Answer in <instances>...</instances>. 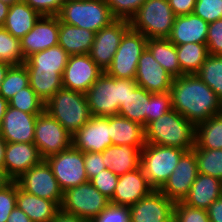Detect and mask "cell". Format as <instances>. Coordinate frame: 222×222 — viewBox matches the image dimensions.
Wrapping results in <instances>:
<instances>
[{
    "mask_svg": "<svg viewBox=\"0 0 222 222\" xmlns=\"http://www.w3.org/2000/svg\"><path fill=\"white\" fill-rule=\"evenodd\" d=\"M170 93L172 109L195 126L222 113V101L197 74L174 78Z\"/></svg>",
    "mask_w": 222,
    "mask_h": 222,
    "instance_id": "obj_1",
    "label": "cell"
},
{
    "mask_svg": "<svg viewBox=\"0 0 222 222\" xmlns=\"http://www.w3.org/2000/svg\"><path fill=\"white\" fill-rule=\"evenodd\" d=\"M145 142L185 151L195 147L196 126L172 109L145 127Z\"/></svg>",
    "mask_w": 222,
    "mask_h": 222,
    "instance_id": "obj_2",
    "label": "cell"
},
{
    "mask_svg": "<svg viewBox=\"0 0 222 222\" xmlns=\"http://www.w3.org/2000/svg\"><path fill=\"white\" fill-rule=\"evenodd\" d=\"M137 86L135 79L113 78L103 72L85 93L91 116L118 115L119 107L128 97V88Z\"/></svg>",
    "mask_w": 222,
    "mask_h": 222,
    "instance_id": "obj_3",
    "label": "cell"
},
{
    "mask_svg": "<svg viewBox=\"0 0 222 222\" xmlns=\"http://www.w3.org/2000/svg\"><path fill=\"white\" fill-rule=\"evenodd\" d=\"M45 112L56 119L71 136L92 117L86 94L63 87L46 101Z\"/></svg>",
    "mask_w": 222,
    "mask_h": 222,
    "instance_id": "obj_4",
    "label": "cell"
},
{
    "mask_svg": "<svg viewBox=\"0 0 222 222\" xmlns=\"http://www.w3.org/2000/svg\"><path fill=\"white\" fill-rule=\"evenodd\" d=\"M57 17L60 22L95 33L115 20L105 0L65 1Z\"/></svg>",
    "mask_w": 222,
    "mask_h": 222,
    "instance_id": "obj_5",
    "label": "cell"
},
{
    "mask_svg": "<svg viewBox=\"0 0 222 222\" xmlns=\"http://www.w3.org/2000/svg\"><path fill=\"white\" fill-rule=\"evenodd\" d=\"M168 0H146L129 20L130 28L147 39L168 38L175 20Z\"/></svg>",
    "mask_w": 222,
    "mask_h": 222,
    "instance_id": "obj_6",
    "label": "cell"
},
{
    "mask_svg": "<svg viewBox=\"0 0 222 222\" xmlns=\"http://www.w3.org/2000/svg\"><path fill=\"white\" fill-rule=\"evenodd\" d=\"M185 150L146 143L140 154V167L149 185L159 190L173 173Z\"/></svg>",
    "mask_w": 222,
    "mask_h": 222,
    "instance_id": "obj_7",
    "label": "cell"
},
{
    "mask_svg": "<svg viewBox=\"0 0 222 222\" xmlns=\"http://www.w3.org/2000/svg\"><path fill=\"white\" fill-rule=\"evenodd\" d=\"M109 204L110 199L88 181L64 191L60 209L92 222Z\"/></svg>",
    "mask_w": 222,
    "mask_h": 222,
    "instance_id": "obj_8",
    "label": "cell"
},
{
    "mask_svg": "<svg viewBox=\"0 0 222 222\" xmlns=\"http://www.w3.org/2000/svg\"><path fill=\"white\" fill-rule=\"evenodd\" d=\"M148 39L131 28L122 37L105 73L113 78L135 79L138 60L147 47Z\"/></svg>",
    "mask_w": 222,
    "mask_h": 222,
    "instance_id": "obj_9",
    "label": "cell"
},
{
    "mask_svg": "<svg viewBox=\"0 0 222 222\" xmlns=\"http://www.w3.org/2000/svg\"><path fill=\"white\" fill-rule=\"evenodd\" d=\"M45 160L63 192L89 181L84 167V152L73 146L50 155Z\"/></svg>",
    "mask_w": 222,
    "mask_h": 222,
    "instance_id": "obj_10",
    "label": "cell"
},
{
    "mask_svg": "<svg viewBox=\"0 0 222 222\" xmlns=\"http://www.w3.org/2000/svg\"><path fill=\"white\" fill-rule=\"evenodd\" d=\"M33 143L38 148L40 156L46 159L50 155L70 148L72 136L56 119L44 111L35 121Z\"/></svg>",
    "mask_w": 222,
    "mask_h": 222,
    "instance_id": "obj_11",
    "label": "cell"
},
{
    "mask_svg": "<svg viewBox=\"0 0 222 222\" xmlns=\"http://www.w3.org/2000/svg\"><path fill=\"white\" fill-rule=\"evenodd\" d=\"M16 182L26 193L54 201L60 207L63 191L45 159L31 167Z\"/></svg>",
    "mask_w": 222,
    "mask_h": 222,
    "instance_id": "obj_12",
    "label": "cell"
},
{
    "mask_svg": "<svg viewBox=\"0 0 222 222\" xmlns=\"http://www.w3.org/2000/svg\"><path fill=\"white\" fill-rule=\"evenodd\" d=\"M129 29V21L115 19L108 26L96 32L89 55L104 72L111 65L122 37Z\"/></svg>",
    "mask_w": 222,
    "mask_h": 222,
    "instance_id": "obj_13",
    "label": "cell"
},
{
    "mask_svg": "<svg viewBox=\"0 0 222 222\" xmlns=\"http://www.w3.org/2000/svg\"><path fill=\"white\" fill-rule=\"evenodd\" d=\"M198 174L197 159L194 151H185L173 173L159 190L174 202L183 201L189 194Z\"/></svg>",
    "mask_w": 222,
    "mask_h": 222,
    "instance_id": "obj_14",
    "label": "cell"
},
{
    "mask_svg": "<svg viewBox=\"0 0 222 222\" xmlns=\"http://www.w3.org/2000/svg\"><path fill=\"white\" fill-rule=\"evenodd\" d=\"M174 205V201L154 189L129 207L130 222H173Z\"/></svg>",
    "mask_w": 222,
    "mask_h": 222,
    "instance_id": "obj_15",
    "label": "cell"
},
{
    "mask_svg": "<svg viewBox=\"0 0 222 222\" xmlns=\"http://www.w3.org/2000/svg\"><path fill=\"white\" fill-rule=\"evenodd\" d=\"M103 72L89 54L71 55L62 76L63 88L86 93Z\"/></svg>",
    "mask_w": 222,
    "mask_h": 222,
    "instance_id": "obj_16",
    "label": "cell"
},
{
    "mask_svg": "<svg viewBox=\"0 0 222 222\" xmlns=\"http://www.w3.org/2000/svg\"><path fill=\"white\" fill-rule=\"evenodd\" d=\"M110 145V117L92 116L72 136V146L82 152L102 153Z\"/></svg>",
    "mask_w": 222,
    "mask_h": 222,
    "instance_id": "obj_17",
    "label": "cell"
},
{
    "mask_svg": "<svg viewBox=\"0 0 222 222\" xmlns=\"http://www.w3.org/2000/svg\"><path fill=\"white\" fill-rule=\"evenodd\" d=\"M59 18L57 16H41L33 28L20 39L24 59L33 53L58 45Z\"/></svg>",
    "mask_w": 222,
    "mask_h": 222,
    "instance_id": "obj_18",
    "label": "cell"
},
{
    "mask_svg": "<svg viewBox=\"0 0 222 222\" xmlns=\"http://www.w3.org/2000/svg\"><path fill=\"white\" fill-rule=\"evenodd\" d=\"M173 77L158 63L146 47L138 60L135 81L151 93L170 91Z\"/></svg>",
    "mask_w": 222,
    "mask_h": 222,
    "instance_id": "obj_19",
    "label": "cell"
},
{
    "mask_svg": "<svg viewBox=\"0 0 222 222\" xmlns=\"http://www.w3.org/2000/svg\"><path fill=\"white\" fill-rule=\"evenodd\" d=\"M38 115L40 114H29L8 105L0 124V135L6 143H33Z\"/></svg>",
    "mask_w": 222,
    "mask_h": 222,
    "instance_id": "obj_20",
    "label": "cell"
},
{
    "mask_svg": "<svg viewBox=\"0 0 222 222\" xmlns=\"http://www.w3.org/2000/svg\"><path fill=\"white\" fill-rule=\"evenodd\" d=\"M154 190L147 182L141 167L119 176L110 204L132 206Z\"/></svg>",
    "mask_w": 222,
    "mask_h": 222,
    "instance_id": "obj_21",
    "label": "cell"
},
{
    "mask_svg": "<svg viewBox=\"0 0 222 222\" xmlns=\"http://www.w3.org/2000/svg\"><path fill=\"white\" fill-rule=\"evenodd\" d=\"M43 158L34 143H7L4 154V169L12 181H16Z\"/></svg>",
    "mask_w": 222,
    "mask_h": 222,
    "instance_id": "obj_22",
    "label": "cell"
},
{
    "mask_svg": "<svg viewBox=\"0 0 222 222\" xmlns=\"http://www.w3.org/2000/svg\"><path fill=\"white\" fill-rule=\"evenodd\" d=\"M209 24L194 13L176 16L168 39L174 45L206 43Z\"/></svg>",
    "mask_w": 222,
    "mask_h": 222,
    "instance_id": "obj_23",
    "label": "cell"
},
{
    "mask_svg": "<svg viewBox=\"0 0 222 222\" xmlns=\"http://www.w3.org/2000/svg\"><path fill=\"white\" fill-rule=\"evenodd\" d=\"M144 146L110 145L102 152L105 166L117 176L140 167V154Z\"/></svg>",
    "mask_w": 222,
    "mask_h": 222,
    "instance_id": "obj_24",
    "label": "cell"
},
{
    "mask_svg": "<svg viewBox=\"0 0 222 222\" xmlns=\"http://www.w3.org/2000/svg\"><path fill=\"white\" fill-rule=\"evenodd\" d=\"M222 196V181L199 173L183 202L189 206L207 210L212 202Z\"/></svg>",
    "mask_w": 222,
    "mask_h": 222,
    "instance_id": "obj_25",
    "label": "cell"
},
{
    "mask_svg": "<svg viewBox=\"0 0 222 222\" xmlns=\"http://www.w3.org/2000/svg\"><path fill=\"white\" fill-rule=\"evenodd\" d=\"M16 206L33 222H52L60 209L54 201L26 193L19 187L17 182Z\"/></svg>",
    "mask_w": 222,
    "mask_h": 222,
    "instance_id": "obj_26",
    "label": "cell"
},
{
    "mask_svg": "<svg viewBox=\"0 0 222 222\" xmlns=\"http://www.w3.org/2000/svg\"><path fill=\"white\" fill-rule=\"evenodd\" d=\"M95 32L59 21L58 45L70 56L89 54Z\"/></svg>",
    "mask_w": 222,
    "mask_h": 222,
    "instance_id": "obj_27",
    "label": "cell"
},
{
    "mask_svg": "<svg viewBox=\"0 0 222 222\" xmlns=\"http://www.w3.org/2000/svg\"><path fill=\"white\" fill-rule=\"evenodd\" d=\"M110 137L113 145L145 146V129L123 116L110 117Z\"/></svg>",
    "mask_w": 222,
    "mask_h": 222,
    "instance_id": "obj_28",
    "label": "cell"
},
{
    "mask_svg": "<svg viewBox=\"0 0 222 222\" xmlns=\"http://www.w3.org/2000/svg\"><path fill=\"white\" fill-rule=\"evenodd\" d=\"M40 17L41 15L36 10L21 0L10 6L3 27L20 40L33 28Z\"/></svg>",
    "mask_w": 222,
    "mask_h": 222,
    "instance_id": "obj_29",
    "label": "cell"
},
{
    "mask_svg": "<svg viewBox=\"0 0 222 222\" xmlns=\"http://www.w3.org/2000/svg\"><path fill=\"white\" fill-rule=\"evenodd\" d=\"M69 56L60 45H57L33 53L23 64L27 71H56L59 75H63Z\"/></svg>",
    "mask_w": 222,
    "mask_h": 222,
    "instance_id": "obj_30",
    "label": "cell"
},
{
    "mask_svg": "<svg viewBox=\"0 0 222 222\" xmlns=\"http://www.w3.org/2000/svg\"><path fill=\"white\" fill-rule=\"evenodd\" d=\"M149 101L150 92L143 87L128 88V97L119 107L118 115L145 127L149 123Z\"/></svg>",
    "mask_w": 222,
    "mask_h": 222,
    "instance_id": "obj_31",
    "label": "cell"
},
{
    "mask_svg": "<svg viewBox=\"0 0 222 222\" xmlns=\"http://www.w3.org/2000/svg\"><path fill=\"white\" fill-rule=\"evenodd\" d=\"M147 48L152 53L155 60L160 63L173 78L184 75L178 61L176 45L168 38L148 39Z\"/></svg>",
    "mask_w": 222,
    "mask_h": 222,
    "instance_id": "obj_32",
    "label": "cell"
},
{
    "mask_svg": "<svg viewBox=\"0 0 222 222\" xmlns=\"http://www.w3.org/2000/svg\"><path fill=\"white\" fill-rule=\"evenodd\" d=\"M195 145L200 149H222V113L196 125Z\"/></svg>",
    "mask_w": 222,
    "mask_h": 222,
    "instance_id": "obj_33",
    "label": "cell"
},
{
    "mask_svg": "<svg viewBox=\"0 0 222 222\" xmlns=\"http://www.w3.org/2000/svg\"><path fill=\"white\" fill-rule=\"evenodd\" d=\"M176 51L184 74H196L209 55L206 43L176 45Z\"/></svg>",
    "mask_w": 222,
    "mask_h": 222,
    "instance_id": "obj_34",
    "label": "cell"
},
{
    "mask_svg": "<svg viewBox=\"0 0 222 222\" xmlns=\"http://www.w3.org/2000/svg\"><path fill=\"white\" fill-rule=\"evenodd\" d=\"M29 84L35 93L46 103L63 87V75L56 71H28Z\"/></svg>",
    "mask_w": 222,
    "mask_h": 222,
    "instance_id": "obj_35",
    "label": "cell"
},
{
    "mask_svg": "<svg viewBox=\"0 0 222 222\" xmlns=\"http://www.w3.org/2000/svg\"><path fill=\"white\" fill-rule=\"evenodd\" d=\"M196 74L222 101V55L209 54Z\"/></svg>",
    "mask_w": 222,
    "mask_h": 222,
    "instance_id": "obj_36",
    "label": "cell"
},
{
    "mask_svg": "<svg viewBox=\"0 0 222 222\" xmlns=\"http://www.w3.org/2000/svg\"><path fill=\"white\" fill-rule=\"evenodd\" d=\"M29 73L24 64L12 65L0 87V95L9 101L21 89L28 87Z\"/></svg>",
    "mask_w": 222,
    "mask_h": 222,
    "instance_id": "obj_37",
    "label": "cell"
},
{
    "mask_svg": "<svg viewBox=\"0 0 222 222\" xmlns=\"http://www.w3.org/2000/svg\"><path fill=\"white\" fill-rule=\"evenodd\" d=\"M192 150L197 159L198 172L222 181V149H200L195 145Z\"/></svg>",
    "mask_w": 222,
    "mask_h": 222,
    "instance_id": "obj_38",
    "label": "cell"
},
{
    "mask_svg": "<svg viewBox=\"0 0 222 222\" xmlns=\"http://www.w3.org/2000/svg\"><path fill=\"white\" fill-rule=\"evenodd\" d=\"M10 107L29 114H42L45 111V102L30 87H25L16 93L9 101Z\"/></svg>",
    "mask_w": 222,
    "mask_h": 222,
    "instance_id": "obj_39",
    "label": "cell"
},
{
    "mask_svg": "<svg viewBox=\"0 0 222 222\" xmlns=\"http://www.w3.org/2000/svg\"><path fill=\"white\" fill-rule=\"evenodd\" d=\"M0 61L11 65H22L25 62L20 40L15 38L4 27H0Z\"/></svg>",
    "mask_w": 222,
    "mask_h": 222,
    "instance_id": "obj_40",
    "label": "cell"
},
{
    "mask_svg": "<svg viewBox=\"0 0 222 222\" xmlns=\"http://www.w3.org/2000/svg\"><path fill=\"white\" fill-rule=\"evenodd\" d=\"M173 222H210L208 212L189 206L183 201L175 202Z\"/></svg>",
    "mask_w": 222,
    "mask_h": 222,
    "instance_id": "obj_41",
    "label": "cell"
},
{
    "mask_svg": "<svg viewBox=\"0 0 222 222\" xmlns=\"http://www.w3.org/2000/svg\"><path fill=\"white\" fill-rule=\"evenodd\" d=\"M146 0H105L115 19L129 21Z\"/></svg>",
    "mask_w": 222,
    "mask_h": 222,
    "instance_id": "obj_42",
    "label": "cell"
},
{
    "mask_svg": "<svg viewBox=\"0 0 222 222\" xmlns=\"http://www.w3.org/2000/svg\"><path fill=\"white\" fill-rule=\"evenodd\" d=\"M193 13L208 24L222 18V0H197Z\"/></svg>",
    "mask_w": 222,
    "mask_h": 222,
    "instance_id": "obj_43",
    "label": "cell"
},
{
    "mask_svg": "<svg viewBox=\"0 0 222 222\" xmlns=\"http://www.w3.org/2000/svg\"><path fill=\"white\" fill-rule=\"evenodd\" d=\"M172 110L171 93H151L149 101V122L155 121Z\"/></svg>",
    "mask_w": 222,
    "mask_h": 222,
    "instance_id": "obj_44",
    "label": "cell"
},
{
    "mask_svg": "<svg viewBox=\"0 0 222 222\" xmlns=\"http://www.w3.org/2000/svg\"><path fill=\"white\" fill-rule=\"evenodd\" d=\"M119 176L111 169H104L99 174L92 177L89 182L103 195L111 199L117 185Z\"/></svg>",
    "mask_w": 222,
    "mask_h": 222,
    "instance_id": "obj_45",
    "label": "cell"
},
{
    "mask_svg": "<svg viewBox=\"0 0 222 222\" xmlns=\"http://www.w3.org/2000/svg\"><path fill=\"white\" fill-rule=\"evenodd\" d=\"M16 207V181L0 189V222H6Z\"/></svg>",
    "mask_w": 222,
    "mask_h": 222,
    "instance_id": "obj_46",
    "label": "cell"
},
{
    "mask_svg": "<svg viewBox=\"0 0 222 222\" xmlns=\"http://www.w3.org/2000/svg\"><path fill=\"white\" fill-rule=\"evenodd\" d=\"M92 222H130L129 207L109 204Z\"/></svg>",
    "mask_w": 222,
    "mask_h": 222,
    "instance_id": "obj_47",
    "label": "cell"
},
{
    "mask_svg": "<svg viewBox=\"0 0 222 222\" xmlns=\"http://www.w3.org/2000/svg\"><path fill=\"white\" fill-rule=\"evenodd\" d=\"M206 45L210 55H222V18L209 23Z\"/></svg>",
    "mask_w": 222,
    "mask_h": 222,
    "instance_id": "obj_48",
    "label": "cell"
},
{
    "mask_svg": "<svg viewBox=\"0 0 222 222\" xmlns=\"http://www.w3.org/2000/svg\"><path fill=\"white\" fill-rule=\"evenodd\" d=\"M41 16H57L66 0H24Z\"/></svg>",
    "mask_w": 222,
    "mask_h": 222,
    "instance_id": "obj_49",
    "label": "cell"
},
{
    "mask_svg": "<svg viewBox=\"0 0 222 222\" xmlns=\"http://www.w3.org/2000/svg\"><path fill=\"white\" fill-rule=\"evenodd\" d=\"M84 167L88 180L107 169L103 162L102 153L84 152Z\"/></svg>",
    "mask_w": 222,
    "mask_h": 222,
    "instance_id": "obj_50",
    "label": "cell"
},
{
    "mask_svg": "<svg viewBox=\"0 0 222 222\" xmlns=\"http://www.w3.org/2000/svg\"><path fill=\"white\" fill-rule=\"evenodd\" d=\"M197 0H168L175 16H184L194 11Z\"/></svg>",
    "mask_w": 222,
    "mask_h": 222,
    "instance_id": "obj_51",
    "label": "cell"
},
{
    "mask_svg": "<svg viewBox=\"0 0 222 222\" xmlns=\"http://www.w3.org/2000/svg\"><path fill=\"white\" fill-rule=\"evenodd\" d=\"M207 212L210 222H222V196L211 203Z\"/></svg>",
    "mask_w": 222,
    "mask_h": 222,
    "instance_id": "obj_52",
    "label": "cell"
},
{
    "mask_svg": "<svg viewBox=\"0 0 222 222\" xmlns=\"http://www.w3.org/2000/svg\"><path fill=\"white\" fill-rule=\"evenodd\" d=\"M52 222H89V221L82 219L76 216L75 214H70L59 209Z\"/></svg>",
    "mask_w": 222,
    "mask_h": 222,
    "instance_id": "obj_53",
    "label": "cell"
},
{
    "mask_svg": "<svg viewBox=\"0 0 222 222\" xmlns=\"http://www.w3.org/2000/svg\"><path fill=\"white\" fill-rule=\"evenodd\" d=\"M6 222H33L21 209L17 206L12 210Z\"/></svg>",
    "mask_w": 222,
    "mask_h": 222,
    "instance_id": "obj_54",
    "label": "cell"
},
{
    "mask_svg": "<svg viewBox=\"0 0 222 222\" xmlns=\"http://www.w3.org/2000/svg\"><path fill=\"white\" fill-rule=\"evenodd\" d=\"M10 6L0 1V27H3L9 12Z\"/></svg>",
    "mask_w": 222,
    "mask_h": 222,
    "instance_id": "obj_55",
    "label": "cell"
},
{
    "mask_svg": "<svg viewBox=\"0 0 222 222\" xmlns=\"http://www.w3.org/2000/svg\"><path fill=\"white\" fill-rule=\"evenodd\" d=\"M11 66L12 65L7 63V62L0 61V87H1V84H2L3 80L5 79L7 71L9 70V68Z\"/></svg>",
    "mask_w": 222,
    "mask_h": 222,
    "instance_id": "obj_56",
    "label": "cell"
},
{
    "mask_svg": "<svg viewBox=\"0 0 222 222\" xmlns=\"http://www.w3.org/2000/svg\"><path fill=\"white\" fill-rule=\"evenodd\" d=\"M6 141L0 135V168L4 169V154L6 148Z\"/></svg>",
    "mask_w": 222,
    "mask_h": 222,
    "instance_id": "obj_57",
    "label": "cell"
},
{
    "mask_svg": "<svg viewBox=\"0 0 222 222\" xmlns=\"http://www.w3.org/2000/svg\"><path fill=\"white\" fill-rule=\"evenodd\" d=\"M12 180L8 177L5 169L0 168V189L8 185Z\"/></svg>",
    "mask_w": 222,
    "mask_h": 222,
    "instance_id": "obj_58",
    "label": "cell"
},
{
    "mask_svg": "<svg viewBox=\"0 0 222 222\" xmlns=\"http://www.w3.org/2000/svg\"><path fill=\"white\" fill-rule=\"evenodd\" d=\"M8 101L5 100L1 95H0V124L3 120V117L5 115L6 109L8 107Z\"/></svg>",
    "mask_w": 222,
    "mask_h": 222,
    "instance_id": "obj_59",
    "label": "cell"
},
{
    "mask_svg": "<svg viewBox=\"0 0 222 222\" xmlns=\"http://www.w3.org/2000/svg\"><path fill=\"white\" fill-rule=\"evenodd\" d=\"M0 1L2 3H5V4L9 5V6H12L14 3H17V2H19L21 0H0Z\"/></svg>",
    "mask_w": 222,
    "mask_h": 222,
    "instance_id": "obj_60",
    "label": "cell"
}]
</instances>
